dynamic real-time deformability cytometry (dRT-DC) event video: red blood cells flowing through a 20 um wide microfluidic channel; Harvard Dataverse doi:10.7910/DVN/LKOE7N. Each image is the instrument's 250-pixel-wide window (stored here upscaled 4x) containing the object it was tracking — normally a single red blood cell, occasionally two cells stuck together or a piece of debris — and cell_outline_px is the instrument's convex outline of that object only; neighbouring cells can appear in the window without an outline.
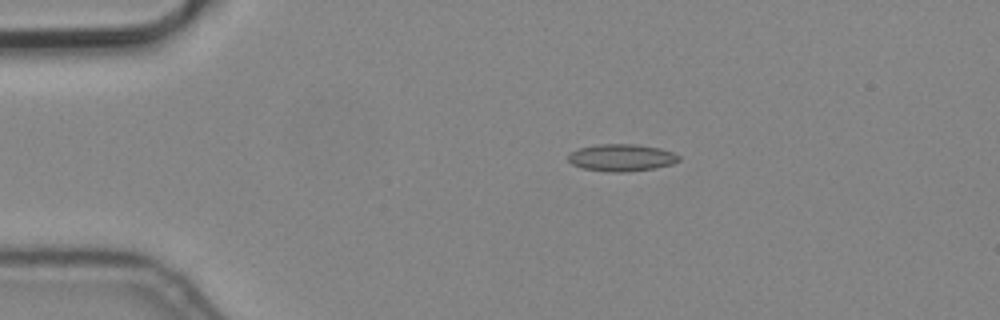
{"species": "common noctule bat (a hibernating species)", "species_latin": "Nyctalus noctula", "temperature_condition": "cold", "stored_images_in_passage": 9, "camera_frame_rate_fps": 3000, "um_per_image_px": 0.085, "animal": {"sex": "male", "body_mass_g": 19.2, "forearm_length_mm": 51.8}, "frame": {"image": 1, "passage_image": 3, "time_ms": 0.667, "image_size_px": [1000, 320], "cell_outline_px": [[680, 160], [672, 164], [656, 168], [628, 172], [604, 172], [580, 168], [572, 164], [568, 160], [568, 152], [576, 148], [596, 144], [636, 144], [660, 148], [672, 152], [680, 156]], "centroid_in_image_um": [52.78, 13.4], "position_along_channel_um": 32.2, "area_um2": 17.92}}
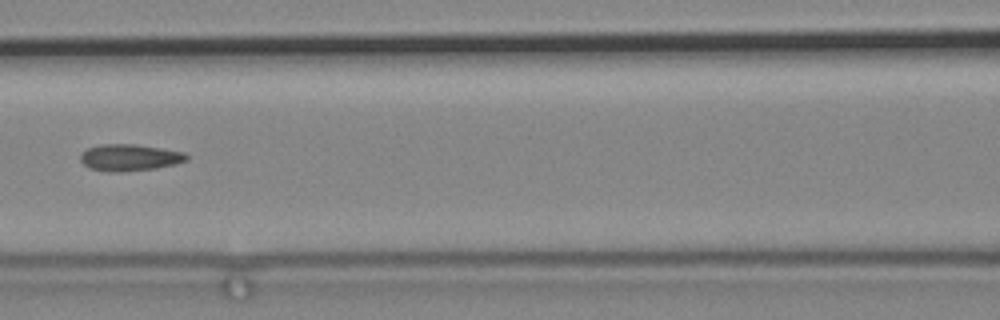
{"frame": {"image": 2, "passage_image": 7, "time_ms": 2.0, "image_size_px": [1000, 320], "cell_outline_px": [[188, 160], [176, 164], [156, 168], [124, 172], [108, 172], [88, 168], [80, 160], [80, 152], [88, 148], [104, 144], [136, 144], [184, 152], [188, 156]], "centroid_in_image_um": [11.0, 13.4], "position_along_channel_um": 155.6, "area_um2": 16.65}}
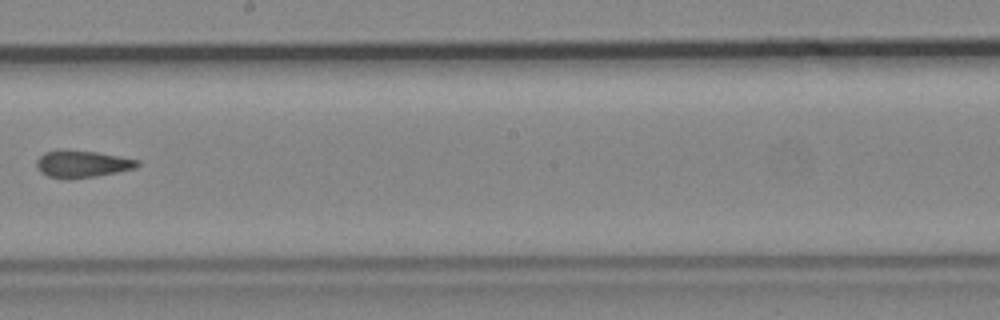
{"frame": {"image": 3, "passage_image": 9, "time_ms": 2.667, "image_size_px": [1000, 320], "cell_outline_px": [[140, 164], [136, 168], [96, 176], [68, 180], [64, 180], [48, 176], [40, 172], [36, 164], [36, 160], [44, 152], [96, 152], [140, 160]], "centroid_in_image_um": [7.0, 13.99], "position_along_channel_um": 241.2, "area_um2": 15.49}}